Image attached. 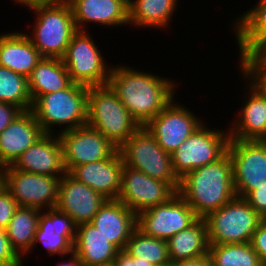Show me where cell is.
<instances>
[{"instance_id":"1","label":"cell","mask_w":266,"mask_h":266,"mask_svg":"<svg viewBox=\"0 0 266 266\" xmlns=\"http://www.w3.org/2000/svg\"><path fill=\"white\" fill-rule=\"evenodd\" d=\"M138 69L125 63L112 65L108 85L138 124L145 126L178 96V86L171 77Z\"/></svg>"},{"instance_id":"2","label":"cell","mask_w":266,"mask_h":266,"mask_svg":"<svg viewBox=\"0 0 266 266\" xmlns=\"http://www.w3.org/2000/svg\"><path fill=\"white\" fill-rule=\"evenodd\" d=\"M178 194L199 218L218 210L236 197L233 163L227 151L220 159L190 171L182 179Z\"/></svg>"},{"instance_id":"3","label":"cell","mask_w":266,"mask_h":266,"mask_svg":"<svg viewBox=\"0 0 266 266\" xmlns=\"http://www.w3.org/2000/svg\"><path fill=\"white\" fill-rule=\"evenodd\" d=\"M87 95V86L72 83L66 89L39 96L31 111L45 134H59L87 124Z\"/></svg>"},{"instance_id":"4","label":"cell","mask_w":266,"mask_h":266,"mask_svg":"<svg viewBox=\"0 0 266 266\" xmlns=\"http://www.w3.org/2000/svg\"><path fill=\"white\" fill-rule=\"evenodd\" d=\"M31 10L33 26L25 34L42 57L62 58L77 31L70 4L62 0L53 4H36Z\"/></svg>"},{"instance_id":"5","label":"cell","mask_w":266,"mask_h":266,"mask_svg":"<svg viewBox=\"0 0 266 266\" xmlns=\"http://www.w3.org/2000/svg\"><path fill=\"white\" fill-rule=\"evenodd\" d=\"M87 124L117 148L140 127L109 85L88 87Z\"/></svg>"},{"instance_id":"6","label":"cell","mask_w":266,"mask_h":266,"mask_svg":"<svg viewBox=\"0 0 266 266\" xmlns=\"http://www.w3.org/2000/svg\"><path fill=\"white\" fill-rule=\"evenodd\" d=\"M118 150L124 165L167 182L178 192L180 179L173 170L171 154L158 145L145 126H140Z\"/></svg>"},{"instance_id":"7","label":"cell","mask_w":266,"mask_h":266,"mask_svg":"<svg viewBox=\"0 0 266 266\" xmlns=\"http://www.w3.org/2000/svg\"><path fill=\"white\" fill-rule=\"evenodd\" d=\"M89 31L77 30L61 58L73 83L87 87L108 85L112 65Z\"/></svg>"},{"instance_id":"8","label":"cell","mask_w":266,"mask_h":266,"mask_svg":"<svg viewBox=\"0 0 266 266\" xmlns=\"http://www.w3.org/2000/svg\"><path fill=\"white\" fill-rule=\"evenodd\" d=\"M210 244L249 243L262 217L241 197H235L205 218Z\"/></svg>"},{"instance_id":"9","label":"cell","mask_w":266,"mask_h":266,"mask_svg":"<svg viewBox=\"0 0 266 266\" xmlns=\"http://www.w3.org/2000/svg\"><path fill=\"white\" fill-rule=\"evenodd\" d=\"M202 123L172 154L173 170L179 179L190 171L220 159L230 141L229 129Z\"/></svg>"},{"instance_id":"10","label":"cell","mask_w":266,"mask_h":266,"mask_svg":"<svg viewBox=\"0 0 266 266\" xmlns=\"http://www.w3.org/2000/svg\"><path fill=\"white\" fill-rule=\"evenodd\" d=\"M228 152L233 163V183L237 197L266 187V140L230 139Z\"/></svg>"},{"instance_id":"11","label":"cell","mask_w":266,"mask_h":266,"mask_svg":"<svg viewBox=\"0 0 266 266\" xmlns=\"http://www.w3.org/2000/svg\"><path fill=\"white\" fill-rule=\"evenodd\" d=\"M60 180V176L34 174L10 167L2 169V184L18 206L42 211L56 207Z\"/></svg>"},{"instance_id":"12","label":"cell","mask_w":266,"mask_h":266,"mask_svg":"<svg viewBox=\"0 0 266 266\" xmlns=\"http://www.w3.org/2000/svg\"><path fill=\"white\" fill-rule=\"evenodd\" d=\"M178 101V102H177ZM180 100L174 98L145 128L153 135L158 145L172 154L186 139L204 123Z\"/></svg>"},{"instance_id":"13","label":"cell","mask_w":266,"mask_h":266,"mask_svg":"<svg viewBox=\"0 0 266 266\" xmlns=\"http://www.w3.org/2000/svg\"><path fill=\"white\" fill-rule=\"evenodd\" d=\"M199 217L177 193L168 202L136 215V226L143 234L163 240L191 226Z\"/></svg>"},{"instance_id":"14","label":"cell","mask_w":266,"mask_h":266,"mask_svg":"<svg viewBox=\"0 0 266 266\" xmlns=\"http://www.w3.org/2000/svg\"><path fill=\"white\" fill-rule=\"evenodd\" d=\"M58 136L68 173L76 166L110 158L118 150L101 132L88 124L63 131Z\"/></svg>"},{"instance_id":"15","label":"cell","mask_w":266,"mask_h":266,"mask_svg":"<svg viewBox=\"0 0 266 266\" xmlns=\"http://www.w3.org/2000/svg\"><path fill=\"white\" fill-rule=\"evenodd\" d=\"M177 193L169 183L124 165L121 190L117 200L137 215L151 207L168 202Z\"/></svg>"},{"instance_id":"16","label":"cell","mask_w":266,"mask_h":266,"mask_svg":"<svg viewBox=\"0 0 266 266\" xmlns=\"http://www.w3.org/2000/svg\"><path fill=\"white\" fill-rule=\"evenodd\" d=\"M76 231L77 225L73 219L56 207L41 211L30 255L39 244L47 250L48 256L62 258L72 253Z\"/></svg>"},{"instance_id":"17","label":"cell","mask_w":266,"mask_h":266,"mask_svg":"<svg viewBox=\"0 0 266 266\" xmlns=\"http://www.w3.org/2000/svg\"><path fill=\"white\" fill-rule=\"evenodd\" d=\"M106 200L101 194L66 172L59 183L56 208L68 214L78 226L91 222Z\"/></svg>"},{"instance_id":"18","label":"cell","mask_w":266,"mask_h":266,"mask_svg":"<svg viewBox=\"0 0 266 266\" xmlns=\"http://www.w3.org/2000/svg\"><path fill=\"white\" fill-rule=\"evenodd\" d=\"M66 1L70 4L77 30L90 31L92 24L118 29L129 25L128 0Z\"/></svg>"},{"instance_id":"19","label":"cell","mask_w":266,"mask_h":266,"mask_svg":"<svg viewBox=\"0 0 266 266\" xmlns=\"http://www.w3.org/2000/svg\"><path fill=\"white\" fill-rule=\"evenodd\" d=\"M243 84L244 102L228 122L230 139L266 140V100L248 82Z\"/></svg>"},{"instance_id":"20","label":"cell","mask_w":266,"mask_h":266,"mask_svg":"<svg viewBox=\"0 0 266 266\" xmlns=\"http://www.w3.org/2000/svg\"><path fill=\"white\" fill-rule=\"evenodd\" d=\"M123 166L117 150L110 158L74 167L69 174L107 200H117L121 190Z\"/></svg>"},{"instance_id":"21","label":"cell","mask_w":266,"mask_h":266,"mask_svg":"<svg viewBox=\"0 0 266 266\" xmlns=\"http://www.w3.org/2000/svg\"><path fill=\"white\" fill-rule=\"evenodd\" d=\"M9 167L34 174L62 177L67 171L58 134H44Z\"/></svg>"},{"instance_id":"22","label":"cell","mask_w":266,"mask_h":266,"mask_svg":"<svg viewBox=\"0 0 266 266\" xmlns=\"http://www.w3.org/2000/svg\"><path fill=\"white\" fill-rule=\"evenodd\" d=\"M44 134L34 113L22 111L0 134V166H12Z\"/></svg>"},{"instance_id":"23","label":"cell","mask_w":266,"mask_h":266,"mask_svg":"<svg viewBox=\"0 0 266 266\" xmlns=\"http://www.w3.org/2000/svg\"><path fill=\"white\" fill-rule=\"evenodd\" d=\"M91 223L119 251L137 228L136 214L119 200H106Z\"/></svg>"},{"instance_id":"24","label":"cell","mask_w":266,"mask_h":266,"mask_svg":"<svg viewBox=\"0 0 266 266\" xmlns=\"http://www.w3.org/2000/svg\"><path fill=\"white\" fill-rule=\"evenodd\" d=\"M255 3L231 20L232 27L229 28L236 38L238 58H244L251 50L266 45V0Z\"/></svg>"},{"instance_id":"25","label":"cell","mask_w":266,"mask_h":266,"mask_svg":"<svg viewBox=\"0 0 266 266\" xmlns=\"http://www.w3.org/2000/svg\"><path fill=\"white\" fill-rule=\"evenodd\" d=\"M42 59L29 37L22 31L0 33V66L29 77Z\"/></svg>"},{"instance_id":"26","label":"cell","mask_w":266,"mask_h":266,"mask_svg":"<svg viewBox=\"0 0 266 266\" xmlns=\"http://www.w3.org/2000/svg\"><path fill=\"white\" fill-rule=\"evenodd\" d=\"M73 251L84 266H94L113 262L119 250L89 222L77 226Z\"/></svg>"},{"instance_id":"27","label":"cell","mask_w":266,"mask_h":266,"mask_svg":"<svg viewBox=\"0 0 266 266\" xmlns=\"http://www.w3.org/2000/svg\"><path fill=\"white\" fill-rule=\"evenodd\" d=\"M180 0H128L129 26L169 30ZM169 27V28H168Z\"/></svg>"},{"instance_id":"28","label":"cell","mask_w":266,"mask_h":266,"mask_svg":"<svg viewBox=\"0 0 266 266\" xmlns=\"http://www.w3.org/2000/svg\"><path fill=\"white\" fill-rule=\"evenodd\" d=\"M27 80L33 102L41 95L66 89L73 83L62 59L48 57H42Z\"/></svg>"},{"instance_id":"29","label":"cell","mask_w":266,"mask_h":266,"mask_svg":"<svg viewBox=\"0 0 266 266\" xmlns=\"http://www.w3.org/2000/svg\"><path fill=\"white\" fill-rule=\"evenodd\" d=\"M172 263L195 259L209 252L208 228L204 218H198L191 226L167 240Z\"/></svg>"},{"instance_id":"30","label":"cell","mask_w":266,"mask_h":266,"mask_svg":"<svg viewBox=\"0 0 266 266\" xmlns=\"http://www.w3.org/2000/svg\"><path fill=\"white\" fill-rule=\"evenodd\" d=\"M41 211L34 207L18 206L5 228L12 249L23 260L24 265L25 258L32 250Z\"/></svg>"},{"instance_id":"31","label":"cell","mask_w":266,"mask_h":266,"mask_svg":"<svg viewBox=\"0 0 266 266\" xmlns=\"http://www.w3.org/2000/svg\"><path fill=\"white\" fill-rule=\"evenodd\" d=\"M131 257L140 258L156 266L170 263L167 240L143 234L137 228L124 249Z\"/></svg>"},{"instance_id":"32","label":"cell","mask_w":266,"mask_h":266,"mask_svg":"<svg viewBox=\"0 0 266 266\" xmlns=\"http://www.w3.org/2000/svg\"><path fill=\"white\" fill-rule=\"evenodd\" d=\"M212 266H263L251 243L210 244Z\"/></svg>"},{"instance_id":"33","label":"cell","mask_w":266,"mask_h":266,"mask_svg":"<svg viewBox=\"0 0 266 266\" xmlns=\"http://www.w3.org/2000/svg\"><path fill=\"white\" fill-rule=\"evenodd\" d=\"M0 101L15 105L22 111L31 110L33 101L27 78L0 66Z\"/></svg>"},{"instance_id":"34","label":"cell","mask_w":266,"mask_h":266,"mask_svg":"<svg viewBox=\"0 0 266 266\" xmlns=\"http://www.w3.org/2000/svg\"><path fill=\"white\" fill-rule=\"evenodd\" d=\"M239 77L248 82L266 100V78L244 57L238 58Z\"/></svg>"},{"instance_id":"35","label":"cell","mask_w":266,"mask_h":266,"mask_svg":"<svg viewBox=\"0 0 266 266\" xmlns=\"http://www.w3.org/2000/svg\"><path fill=\"white\" fill-rule=\"evenodd\" d=\"M0 266H24L23 260L12 249L5 228L0 227Z\"/></svg>"},{"instance_id":"36","label":"cell","mask_w":266,"mask_h":266,"mask_svg":"<svg viewBox=\"0 0 266 266\" xmlns=\"http://www.w3.org/2000/svg\"><path fill=\"white\" fill-rule=\"evenodd\" d=\"M18 208L16 200L11 196L10 192L0 185V227L6 228Z\"/></svg>"},{"instance_id":"37","label":"cell","mask_w":266,"mask_h":266,"mask_svg":"<svg viewBox=\"0 0 266 266\" xmlns=\"http://www.w3.org/2000/svg\"><path fill=\"white\" fill-rule=\"evenodd\" d=\"M253 250L258 254L263 266H266V219L259 223L250 241Z\"/></svg>"},{"instance_id":"38","label":"cell","mask_w":266,"mask_h":266,"mask_svg":"<svg viewBox=\"0 0 266 266\" xmlns=\"http://www.w3.org/2000/svg\"><path fill=\"white\" fill-rule=\"evenodd\" d=\"M244 199L262 218L266 217V187L252 190Z\"/></svg>"},{"instance_id":"39","label":"cell","mask_w":266,"mask_h":266,"mask_svg":"<svg viewBox=\"0 0 266 266\" xmlns=\"http://www.w3.org/2000/svg\"><path fill=\"white\" fill-rule=\"evenodd\" d=\"M245 58L266 78V45L251 50Z\"/></svg>"},{"instance_id":"40","label":"cell","mask_w":266,"mask_h":266,"mask_svg":"<svg viewBox=\"0 0 266 266\" xmlns=\"http://www.w3.org/2000/svg\"><path fill=\"white\" fill-rule=\"evenodd\" d=\"M21 112L19 107L0 101V134Z\"/></svg>"},{"instance_id":"41","label":"cell","mask_w":266,"mask_h":266,"mask_svg":"<svg viewBox=\"0 0 266 266\" xmlns=\"http://www.w3.org/2000/svg\"><path fill=\"white\" fill-rule=\"evenodd\" d=\"M173 266H212V263L209 253H207L195 259H188V260H181L174 262Z\"/></svg>"},{"instance_id":"42","label":"cell","mask_w":266,"mask_h":266,"mask_svg":"<svg viewBox=\"0 0 266 266\" xmlns=\"http://www.w3.org/2000/svg\"><path fill=\"white\" fill-rule=\"evenodd\" d=\"M113 263L115 266H134V257H131L124 250H120Z\"/></svg>"},{"instance_id":"43","label":"cell","mask_w":266,"mask_h":266,"mask_svg":"<svg viewBox=\"0 0 266 266\" xmlns=\"http://www.w3.org/2000/svg\"><path fill=\"white\" fill-rule=\"evenodd\" d=\"M63 257L66 259L62 258L60 260L62 262H57L56 266H84V264L80 261L78 255L74 251L72 253H69L68 255H64Z\"/></svg>"},{"instance_id":"44","label":"cell","mask_w":266,"mask_h":266,"mask_svg":"<svg viewBox=\"0 0 266 266\" xmlns=\"http://www.w3.org/2000/svg\"><path fill=\"white\" fill-rule=\"evenodd\" d=\"M12 1L16 5L18 4V6L19 5L24 6V9H25V7L29 8L36 4H53V3L60 2L62 0H12Z\"/></svg>"},{"instance_id":"45","label":"cell","mask_w":266,"mask_h":266,"mask_svg":"<svg viewBox=\"0 0 266 266\" xmlns=\"http://www.w3.org/2000/svg\"><path fill=\"white\" fill-rule=\"evenodd\" d=\"M134 266H156L150 262L144 261L140 258H134Z\"/></svg>"},{"instance_id":"46","label":"cell","mask_w":266,"mask_h":266,"mask_svg":"<svg viewBox=\"0 0 266 266\" xmlns=\"http://www.w3.org/2000/svg\"><path fill=\"white\" fill-rule=\"evenodd\" d=\"M94 266H115L113 262L101 264V265H94Z\"/></svg>"},{"instance_id":"47","label":"cell","mask_w":266,"mask_h":266,"mask_svg":"<svg viewBox=\"0 0 266 266\" xmlns=\"http://www.w3.org/2000/svg\"><path fill=\"white\" fill-rule=\"evenodd\" d=\"M161 266H173V263L170 262V263H168V264H166V265H161Z\"/></svg>"}]
</instances>
